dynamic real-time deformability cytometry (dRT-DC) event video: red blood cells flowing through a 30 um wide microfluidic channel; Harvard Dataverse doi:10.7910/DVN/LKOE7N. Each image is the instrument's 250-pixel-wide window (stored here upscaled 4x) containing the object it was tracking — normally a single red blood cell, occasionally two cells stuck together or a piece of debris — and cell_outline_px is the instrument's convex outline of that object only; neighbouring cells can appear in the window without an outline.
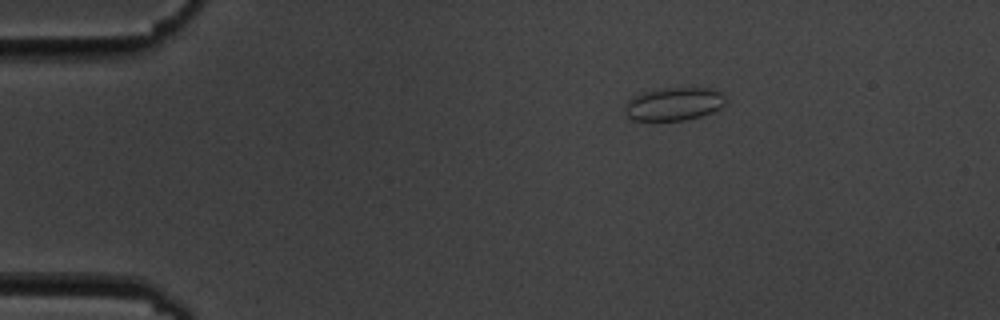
{"species": "common noctule bat (a hibernating species)", "species_latin": "Nyctalus noctula", "temperature_condition": "cold", "stored_images_in_passage": 4, "camera_frame_rate_fps": 3000, "um_per_image_px": 0.085, "animal": {"sex": "male", "body_mass_g": 19.5, "forearm_length_mm": 54.6}, "frame": {"image": 1, "passage_image": 2, "time_ms": 1.333, "image_size_px": [1000, 320], "cell_outline_px": [[728, 100], [720, 108], [712, 112], [700, 116], [684, 120], [632, 120], [628, 116], [624, 108], [628, 100], [644, 92], [664, 88], [716, 88]], "centroid_in_image_um": [57.33, 8.83], "position_along_channel_um": 27.7, "area_um2": 19.31}}